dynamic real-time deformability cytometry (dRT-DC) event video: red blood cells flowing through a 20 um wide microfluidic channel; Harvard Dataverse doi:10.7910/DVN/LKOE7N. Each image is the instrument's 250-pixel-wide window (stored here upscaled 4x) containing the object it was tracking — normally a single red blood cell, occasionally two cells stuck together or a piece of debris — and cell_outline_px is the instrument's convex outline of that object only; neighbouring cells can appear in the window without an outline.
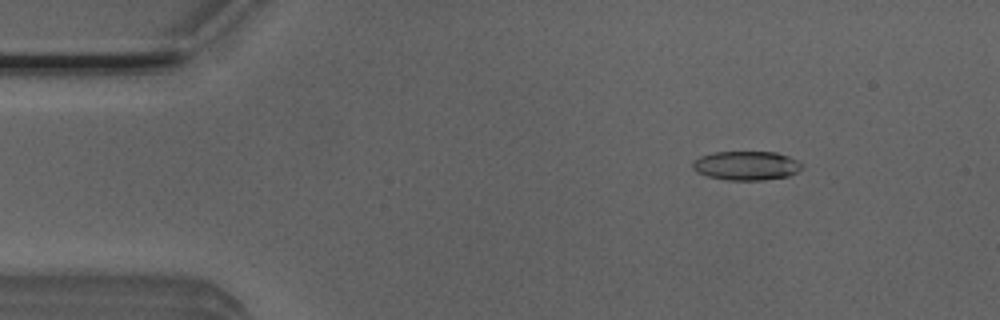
{"species": "Egyptian fruit bat (a non-hibernating species)", "species_latin": "Rousettus aegyptiacus", "temperature_condition": "room temperature", "stored_images_in_passage": 4, "camera_frame_rate_fps": 3000, "um_per_image_px": 0.085, "animal": {"sex": "male"}, "frame": {"image": 1, "passage_image": 2, "time_ms": 0.333, "image_size_px": [1000, 320], "cell_outline_px": [[804, 168], [788, 176], [764, 180], [728, 180], [708, 176], [696, 172], [692, 168], [692, 160], [700, 156], [716, 152], [776, 152], [788, 156], [796, 160]], "centroid_in_image_um": [63.41, 14.08], "position_along_channel_um": 21.6, "area_um2": 18.5}}